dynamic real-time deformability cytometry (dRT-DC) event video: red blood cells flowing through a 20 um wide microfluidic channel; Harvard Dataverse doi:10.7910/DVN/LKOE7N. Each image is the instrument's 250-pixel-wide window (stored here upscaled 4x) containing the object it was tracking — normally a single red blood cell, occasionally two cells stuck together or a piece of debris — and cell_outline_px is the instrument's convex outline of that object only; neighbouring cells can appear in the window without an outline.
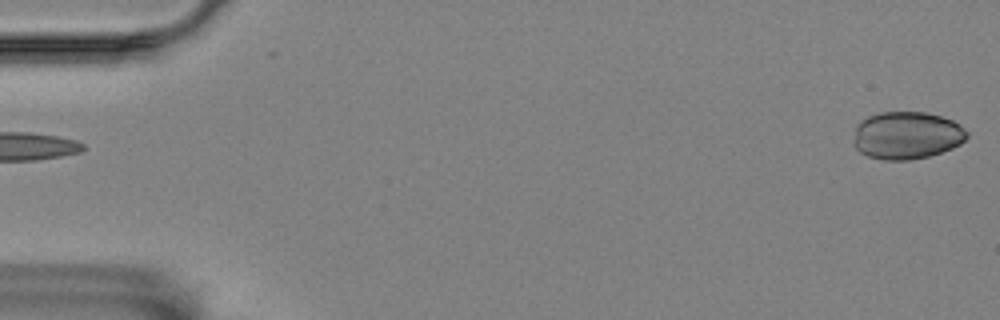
{"species": "Egyptian fruit bat (a non-hibernating species)", "species_latin": "Rousettus aegyptiacus", "temperature_condition": "room temperature", "stored_images_in_passage": 5, "segment_of_instrument_passage": [2, 2], "camera_frame_rate_fps": 3000, "um_per_image_px": 0.085, "animal": {"sex": "female"}, "frame": {"image": 1, "passage_image": 5, "time_ms": 5.667, "image_size_px": [1000, 320], "cell_outline_px": [[968, 136], [960, 144], [952, 148], [928, 156], [908, 160], [884, 160], [868, 156], [860, 152], [852, 144], [852, 140], [856, 124], [860, 120], [868, 116], [880, 112], [924, 112], [940, 116], [952, 120], [960, 124], [968, 132]], "centroid_in_image_um": [77.04, 11.5], "position_along_channel_um": 8.0, "area_um2": 31.67}}